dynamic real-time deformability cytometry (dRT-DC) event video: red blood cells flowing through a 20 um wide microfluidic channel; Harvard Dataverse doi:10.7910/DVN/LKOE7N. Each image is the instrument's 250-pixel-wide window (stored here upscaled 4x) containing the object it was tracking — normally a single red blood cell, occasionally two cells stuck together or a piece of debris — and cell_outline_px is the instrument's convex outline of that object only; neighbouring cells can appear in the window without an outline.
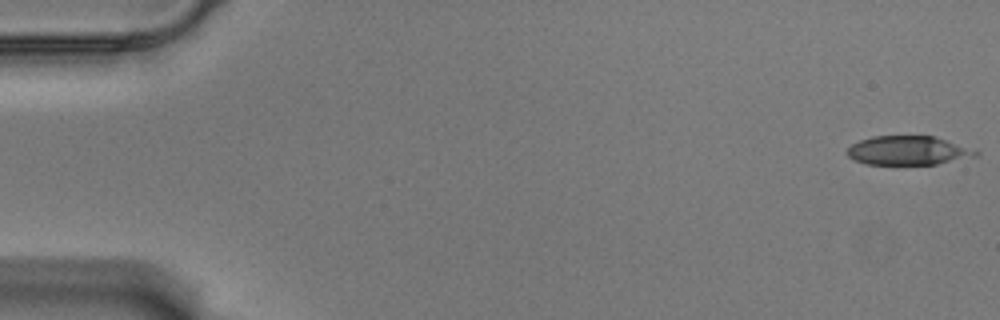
{"species": "Egyptian fruit bat (a non-hibernating species)", "species_latin": "Rousettus aegyptiacus", "temperature_condition": "warm", "stored_images_in_passage": 16, "camera_frame_rate_fps": 3000, "um_per_image_px": 0.085, "animal": {"sex": "male"}, "frame": {"image": 1, "passage_image": 1, "time_ms": 0.0, "image_size_px": [1000, 320], "cell_outline_px": [[980, 152], [976, 156], [936, 164], [868, 164], [852, 160], [844, 152], [852, 144], [860, 140], [872, 136], [936, 136]], "centroid_in_image_um": [77.13, 12.79], "position_along_channel_um": 7.9, "area_um2": 21.62}}
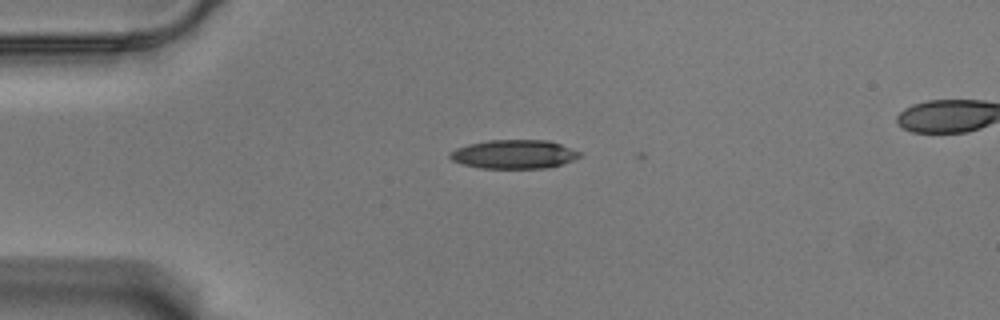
{"frame": {"image": 2, "passage_image": 14, "time_ms": 4.333, "image_size_px": [1000, 320], "cell_outline_px": [[580, 156], [572, 160], [560, 164], [544, 168], [480, 168], [464, 164], [452, 160], [448, 156], [448, 152], [456, 148], [468, 144], [488, 140], [548, 140], [560, 144], [580, 152]], "centroid_in_image_um": [43.64, 13.1], "position_along_channel_um": 41.4, "area_um2": 21.62}}